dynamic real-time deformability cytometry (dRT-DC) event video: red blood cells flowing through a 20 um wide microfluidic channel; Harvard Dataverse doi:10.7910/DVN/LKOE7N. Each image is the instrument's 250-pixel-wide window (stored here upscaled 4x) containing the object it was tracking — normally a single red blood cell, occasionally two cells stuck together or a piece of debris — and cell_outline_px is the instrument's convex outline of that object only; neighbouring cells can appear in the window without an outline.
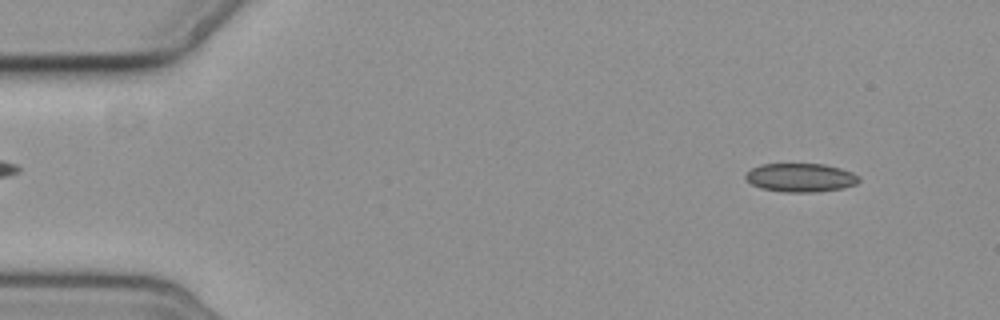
{"species": "common noctule bat (a hibernating species)", "species_latin": "Nyctalus noctula", "temperature_condition": "cold", "stored_images_in_passage": 8, "camera_frame_rate_fps": 3000, "um_per_image_px": 0.085, "animal": {"sex": "female", "body_mass_g": 19.3, "forearm_length_mm": 54.1}, "frame": {"image": 1, "passage_image": 1, "time_ms": 0.0, "image_size_px": [1000, 320], "cell_outline_px": [[860, 180], [856, 184], [844, 188], [816, 192], [784, 192], [760, 188], [752, 184], [744, 176], [752, 168], [760, 164], [824, 164], [840, 168], [852, 172], [860, 176]], "centroid_in_image_um": [68.08, 15.1], "position_along_channel_um": 16.9, "area_um2": 18.96}}
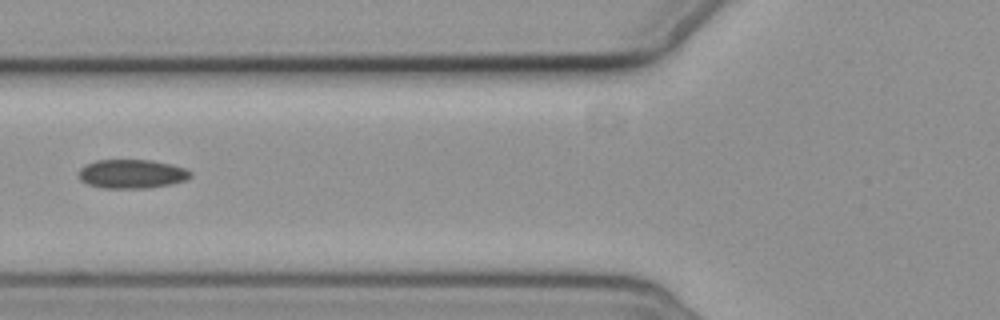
{"frame": {"image": 2, "passage_image": 6, "time_ms": 5.667, "image_size_px": [1000, 320], "cell_outline_px": [[192, 176], [188, 180], [172, 184], [148, 188], [104, 188], [88, 184], [80, 180], [80, 168], [84, 164], [96, 160], [152, 160], [172, 164], [184, 168], [192, 172]], "centroid_in_image_um": [11.24, 14.78], "position_along_channel_um": 114.6, "area_um2": 19.02}}
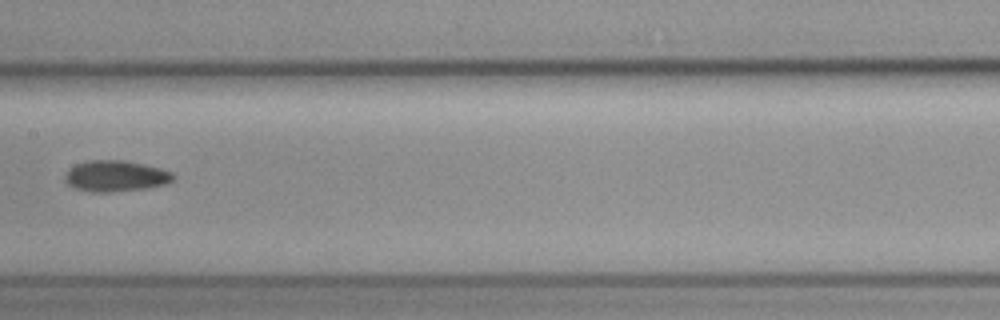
{"frame": {"image": 3, "passage_image": 8, "time_ms": 8.0, "image_size_px": [1000, 320], "cell_outline_px": [[176, 180], [168, 184], [148, 188], [108, 192], [92, 192], [76, 188], [68, 184], [64, 180], [64, 176], [68, 168], [76, 164], [88, 160], [124, 160], [144, 164], [160, 168], [172, 172], [176, 176]], "centroid_in_image_um": [9.86, 14.96], "position_along_channel_um": 197.5, "area_um2": 19.88}}